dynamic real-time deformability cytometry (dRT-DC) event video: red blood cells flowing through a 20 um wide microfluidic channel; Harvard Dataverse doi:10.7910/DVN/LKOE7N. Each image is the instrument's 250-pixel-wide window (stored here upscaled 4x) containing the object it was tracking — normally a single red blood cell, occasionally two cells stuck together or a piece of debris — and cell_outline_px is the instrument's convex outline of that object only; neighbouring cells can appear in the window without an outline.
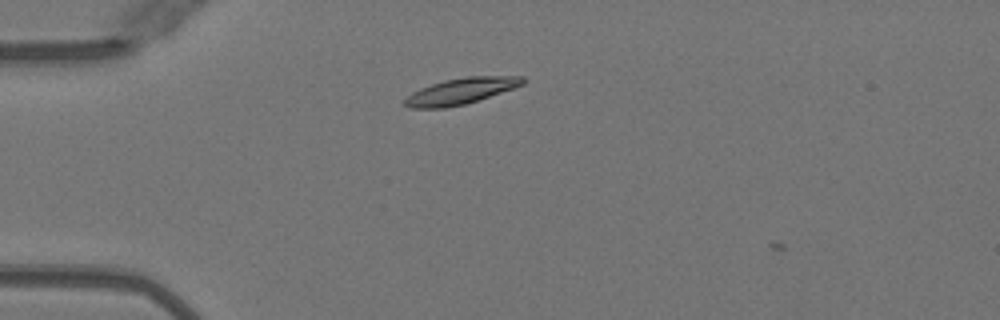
{"species": "Egyptian fruit bat (a non-hibernating species)", "species_latin": "Rousettus aegyptiacus", "temperature_condition": "warm", "stored_images_in_passage": 7, "camera_frame_rate_fps": 3000, "um_per_image_px": 0.085, "animal": {"sex": "female"}, "frame": {"image": 1, "passage_image": 4, "time_ms": 1.0, "image_size_px": [1000, 320], "cell_outline_px": [[528, 80], [524, 84], [464, 104], [444, 108], [412, 108], [404, 104], [404, 100], [412, 92], [420, 88], [444, 80], [468, 76], [524, 76]], "centroid_in_image_um": [39.18, 7.73], "position_along_channel_um": 45.8, "area_um2": 17.69}}